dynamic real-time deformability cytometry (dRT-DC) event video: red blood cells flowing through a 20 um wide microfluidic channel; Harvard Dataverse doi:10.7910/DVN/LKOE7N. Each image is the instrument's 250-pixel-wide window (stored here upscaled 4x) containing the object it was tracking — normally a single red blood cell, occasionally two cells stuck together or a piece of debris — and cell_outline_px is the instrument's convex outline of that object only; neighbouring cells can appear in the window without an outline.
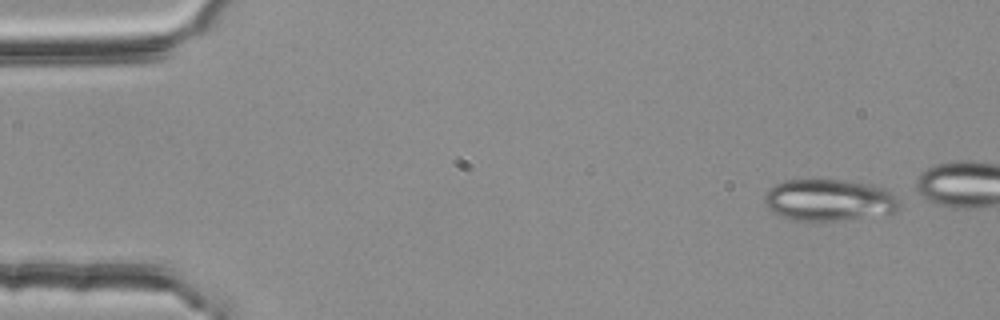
{"species": "common noctule bat (a hibernating species)", "species_latin": "Nyctalus noctula", "temperature_condition": "room temperature", "stored_images_in_passage": 5, "camera_frame_rate_fps": 3000, "um_per_image_px": 0.085, "animal": {"sex": "female", "body_mass_g": 25.1}, "frame": {"image": 1, "passage_image": 1, "time_ms": 0.0, "image_size_px": [1000, 320], "cell_outline_px": [[900, 208], [896, 212], [840, 220], [792, 220], [772, 212], [764, 204], [764, 192], [768, 188], [784, 180], [844, 180], [868, 184], [884, 188], [896, 196], [900, 200]], "centroid_in_image_um": [70.44, 17.0], "position_along_channel_um": 14.6, "area_um2": 32.77}}